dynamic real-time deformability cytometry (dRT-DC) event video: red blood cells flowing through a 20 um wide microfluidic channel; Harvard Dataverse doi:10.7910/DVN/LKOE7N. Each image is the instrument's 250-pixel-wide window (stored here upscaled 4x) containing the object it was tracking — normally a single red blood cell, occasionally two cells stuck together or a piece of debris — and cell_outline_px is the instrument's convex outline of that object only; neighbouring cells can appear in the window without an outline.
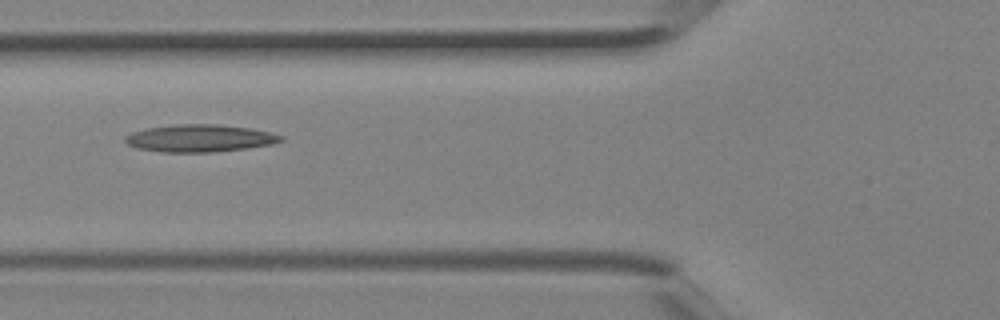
{"species": "Egyptian fruit bat (a non-hibernating species)", "species_latin": "Rousettus aegyptiacus", "temperature_condition": "room temperature", "stored_images_in_passage": 5, "camera_frame_rate_fps": 3000, "um_per_image_px": 0.085, "animal": {"sex": "female"}, "frame": {"image": 1, "passage_image": 5, "time_ms": 1.333, "image_size_px": [1000, 320], "cell_outline_px": [[284, 140], [272, 144], [248, 148], [216, 152], [160, 152], [136, 148], [128, 144], [124, 140], [124, 136], [132, 132], [148, 128], [176, 124], [220, 124], [252, 128], [284, 136]], "centroid_in_image_um": [16.99, 11.75], "position_along_channel_um": 108.8, "area_um2": 25.03}}